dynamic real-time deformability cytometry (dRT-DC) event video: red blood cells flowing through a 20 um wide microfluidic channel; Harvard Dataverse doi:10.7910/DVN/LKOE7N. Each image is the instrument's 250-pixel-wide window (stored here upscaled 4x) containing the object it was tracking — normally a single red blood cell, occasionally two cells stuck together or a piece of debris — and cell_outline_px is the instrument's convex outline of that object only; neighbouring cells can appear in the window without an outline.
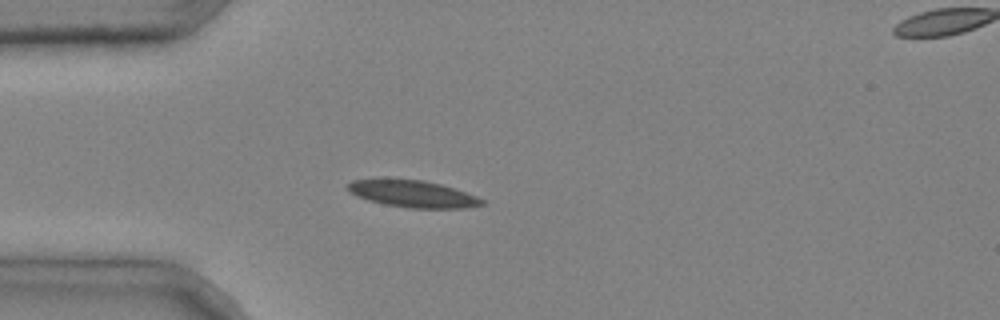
{"species": "common noctule bat (a hibernating species)", "species_latin": "Nyctalus noctula", "temperature_condition": "cold", "stored_images_in_passage": 2, "segment_of_instrument_passage": [1, 2], "camera_frame_rate_fps": 3000, "um_per_image_px": 0.085, "animal": {"sex": "male", "body_mass_g": 20.4}, "frame": {"image": 1, "passage_image": 1, "time_ms": 0.0, "image_size_px": [1000, 320], "cell_outline_px": [[484, 204], [468, 208], [408, 208], [384, 204], [368, 200], [356, 196], [348, 192], [344, 188], [352, 180], [376, 176], [384, 176], [424, 180], [440, 184], [476, 196], [484, 200]], "centroid_in_image_um": [34.94, 16.43], "position_along_channel_um": 50.1, "area_um2": 21.91}}